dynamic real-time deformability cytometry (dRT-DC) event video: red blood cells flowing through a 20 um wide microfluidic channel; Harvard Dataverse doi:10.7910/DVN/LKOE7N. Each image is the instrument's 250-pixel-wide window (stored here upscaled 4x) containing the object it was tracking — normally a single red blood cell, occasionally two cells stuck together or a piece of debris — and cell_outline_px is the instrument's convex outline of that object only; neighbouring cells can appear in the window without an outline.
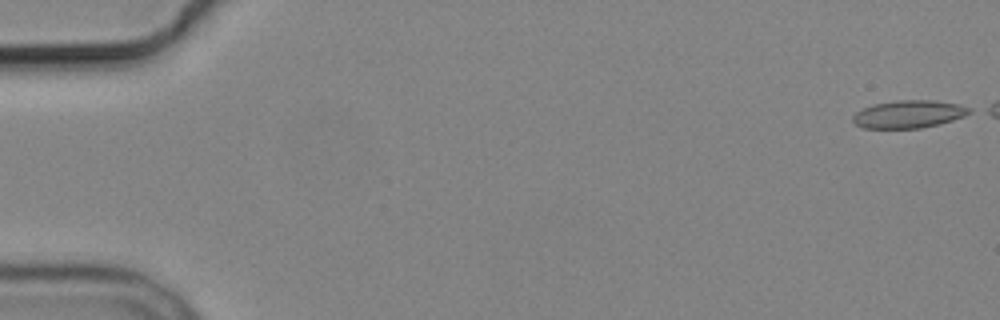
{"species": "common noctule bat (a hibernating species)", "species_latin": "Nyctalus noctula", "temperature_condition": "cold", "stored_images_in_passage": 8, "camera_frame_rate_fps": 3000, "um_per_image_px": 0.085, "animal": {"sex": "male", "body_mass_g": 19.2, "forearm_length_mm": 51.8}, "frame": {"image": 1, "passage_image": 1, "time_ms": 0.0, "image_size_px": [1000, 320], "cell_outline_px": [[972, 112], [964, 116], [940, 124], [920, 128], [864, 128], [856, 124], [852, 120], [852, 116], [856, 112], [872, 104], [896, 100], [936, 100], [960, 104], [972, 108]], "centroid_in_image_um": [77.27, 9.69], "position_along_channel_um": 7.7, "area_um2": 18.96}}
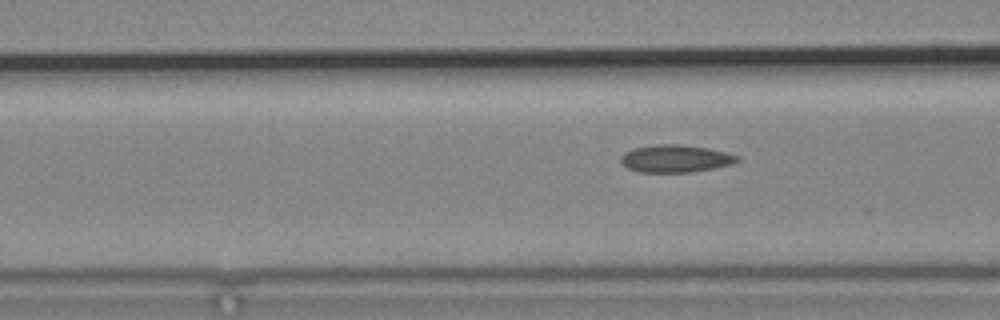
{"frame": {"image": 2, "passage_image": 8, "time_ms": 9.0, "image_size_px": [1000, 320], "cell_outline_px": [[740, 160], [732, 164], [692, 172], [640, 172], [628, 168], [620, 160], [620, 156], [624, 152], [632, 148], [660, 144], [676, 144], [708, 148], [740, 156]], "centroid_in_image_um": [57.4, 13.48], "position_along_channel_um": 109.2, "area_um2": 18.55}}